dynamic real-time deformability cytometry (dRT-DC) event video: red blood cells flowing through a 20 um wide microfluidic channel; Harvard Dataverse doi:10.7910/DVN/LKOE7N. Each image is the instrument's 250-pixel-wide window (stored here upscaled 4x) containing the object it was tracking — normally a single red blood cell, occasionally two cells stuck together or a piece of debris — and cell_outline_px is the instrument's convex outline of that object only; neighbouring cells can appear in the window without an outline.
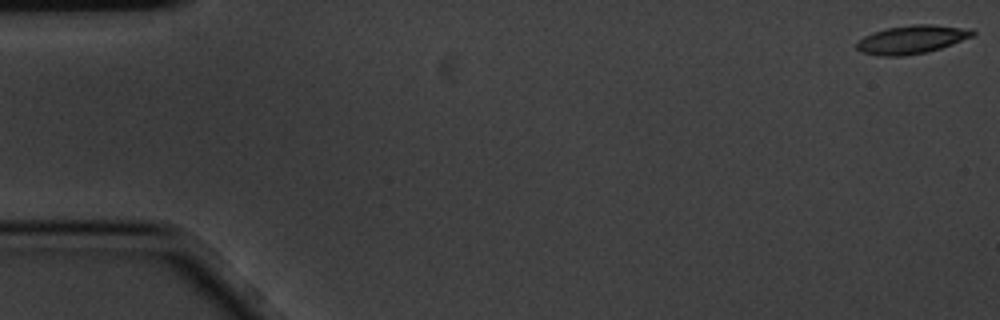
{"species": "common noctule bat (a hibernating species)", "species_latin": "Nyctalus noctula", "temperature_condition": "cold", "stored_images_in_passage": 4, "camera_frame_rate_fps": 3000, "um_per_image_px": 0.085, "animal": {"sex": "male", "body_mass_g": 20.1, "forearm_length_mm": 53.5}, "frame": {"image": 1, "passage_image": 1, "time_ms": 0.0, "image_size_px": [1000, 320], "cell_outline_px": [[976, 32], [972, 36], [952, 44], [940, 48], [924, 52], [900, 56], [880, 56], [860, 52], [856, 48], [856, 40], [872, 32], [888, 28], [912, 24], [932, 24], [972, 28]], "centroid_in_image_um": [77.47, 3.34], "position_along_channel_um": 7.5, "area_um2": 19.25}}
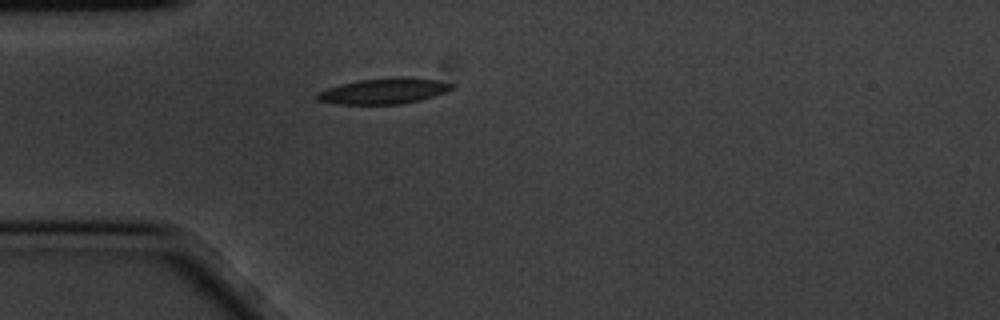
{"frame": {"image": 2, "passage_image": 4, "time_ms": 1.0, "image_size_px": [1000, 320], "cell_outline_px": [[456, 84], [452, 88], [444, 92], [420, 100], [400, 104], [340, 104], [316, 100], [316, 92], [340, 84], [356, 80], [392, 76], [400, 76], [436, 80]], "centroid_in_image_um": [32.59, 7.72], "position_along_channel_um": 52.4, "area_um2": 20.29}}